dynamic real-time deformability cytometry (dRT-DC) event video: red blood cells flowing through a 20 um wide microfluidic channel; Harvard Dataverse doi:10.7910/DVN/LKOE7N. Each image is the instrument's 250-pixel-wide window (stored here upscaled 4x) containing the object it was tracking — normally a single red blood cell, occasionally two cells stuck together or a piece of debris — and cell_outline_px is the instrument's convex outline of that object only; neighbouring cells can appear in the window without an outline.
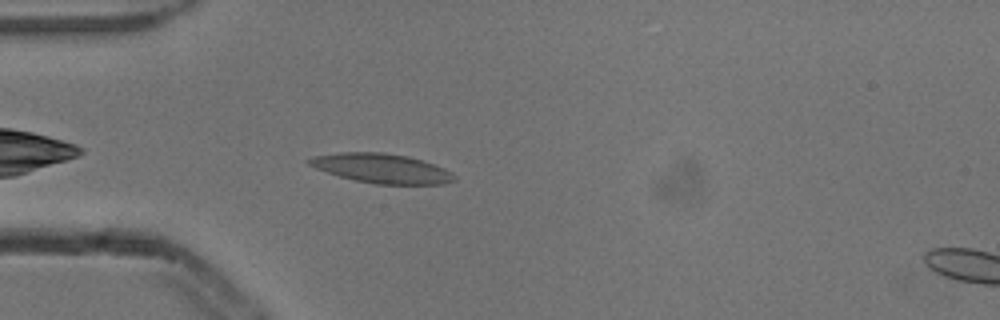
{"species": "common noctule bat (a hibernating species)", "species_latin": "Nyctalus noctula", "temperature_condition": "cold", "stored_images_in_passage": 5, "segment_of_instrument_passage": [1, 2], "camera_frame_rate_fps": 3000, "um_per_image_px": 0.085, "animal": {"sex": "male", "body_mass_g": 13.3}, "frame": {"image": 1, "passage_image": 4, "time_ms": 1.0, "image_size_px": [1000, 320], "cell_outline_px": [[456, 180], [444, 184], [376, 184], [356, 180], [340, 176], [316, 168], [308, 164], [304, 160], [312, 156], [340, 152], [384, 152], [408, 156], [424, 160], [444, 168], [452, 172], [456, 176]], "centroid_in_image_um": [32.46, 14.3], "position_along_channel_um": 52.5, "area_um2": 25.03}}